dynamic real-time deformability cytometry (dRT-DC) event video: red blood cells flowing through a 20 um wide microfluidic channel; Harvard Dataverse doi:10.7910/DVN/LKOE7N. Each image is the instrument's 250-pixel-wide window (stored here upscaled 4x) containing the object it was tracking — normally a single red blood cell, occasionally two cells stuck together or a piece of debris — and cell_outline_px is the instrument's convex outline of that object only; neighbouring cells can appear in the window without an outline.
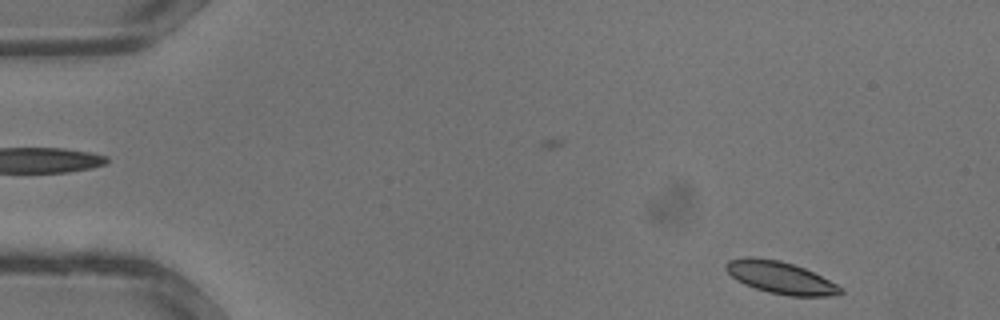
{"species": "common noctule bat (a hibernating species)", "species_latin": "Nyctalus noctula", "temperature_condition": "warm", "stored_images_in_passage": 33, "camera_frame_rate_fps": 3000, "um_per_image_px": 0.085, "animal": {"sex": "male", "body_mass_g": 13.3}, "frame": {"image": 1, "passage_image": 2, "time_ms": 0.333, "image_size_px": [1000, 320], "cell_outline_px": [[844, 292], [836, 296], [788, 296], [768, 292], [744, 284], [736, 280], [724, 268], [724, 264], [728, 260], [744, 256], [752, 256], [780, 260], [804, 268], [844, 288]], "centroid_in_image_um": [66.31, 23.59], "position_along_channel_um": 18.7, "area_um2": 21.62}}
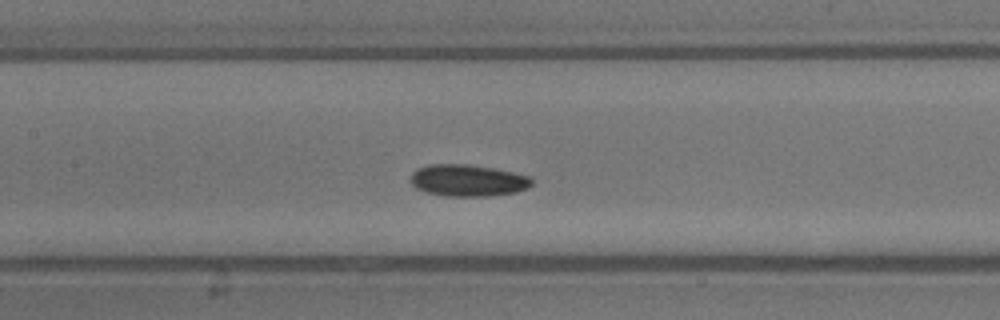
{"frame": {"image": 2, "passage_image": 15, "time_ms": 4.667, "image_size_px": [1000, 320], "cell_outline_px": [[532, 184], [528, 188], [516, 192], [488, 196], [444, 196], [428, 192], [416, 188], [412, 184], [412, 172], [416, 168], [428, 164], [468, 164], [492, 168], [532, 176]], "centroid_in_image_um": [39.78, 15.33], "position_along_channel_um": 167.6, "area_um2": 22.48}}
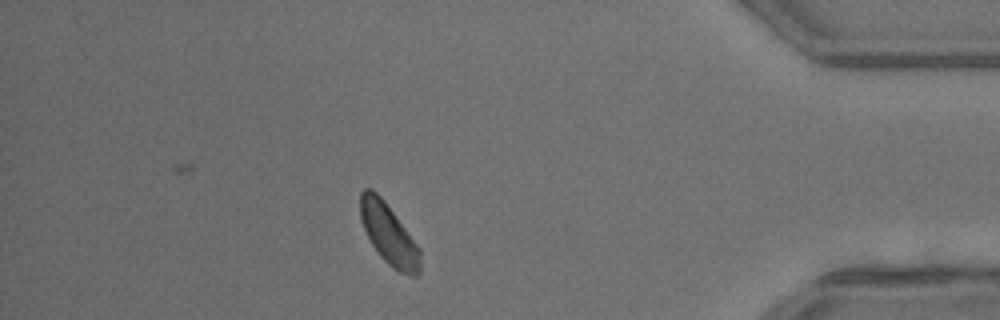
{"frame": {"image": 3, "passage_image": 29, "time_ms": 9.333, "image_size_px": [1000, 320], "cell_outline_px": [[420, 272], [416, 276], [412, 276], [400, 272], [392, 268], [380, 256], [372, 244], [360, 220], [360, 192], [364, 188], [372, 188], [384, 200], [420, 248]], "centroid_in_image_um": [33.04, 19.9], "position_along_channel_um": 402.2, "area_um2": 21.1}}